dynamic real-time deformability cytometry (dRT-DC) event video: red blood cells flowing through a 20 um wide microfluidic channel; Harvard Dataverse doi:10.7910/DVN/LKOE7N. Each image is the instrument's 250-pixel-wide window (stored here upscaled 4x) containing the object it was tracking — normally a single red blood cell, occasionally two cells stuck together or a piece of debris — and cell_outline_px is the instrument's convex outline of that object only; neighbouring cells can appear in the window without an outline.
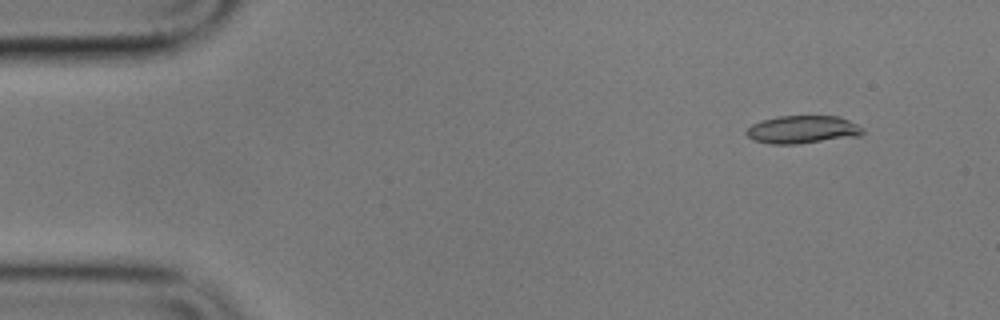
{"species": "common noctule bat (a hibernating species)", "species_latin": "Nyctalus noctula", "temperature_condition": "cold", "stored_images_in_passage": 5, "camera_frame_rate_fps": 3000, "um_per_image_px": 0.085, "animal": {"sex": "male", "body_mass_g": 17.9}, "frame": {"image": 1, "passage_image": 2, "time_ms": 1.333, "image_size_px": [1000, 320], "cell_outline_px": [[864, 132], [860, 136], [796, 144], [772, 144], [752, 140], [744, 132], [752, 124], [760, 120], [780, 116], [840, 116], [864, 128]], "centroid_in_image_um": [68.21, 11.01], "position_along_channel_um": 16.8, "area_um2": 19.02}}